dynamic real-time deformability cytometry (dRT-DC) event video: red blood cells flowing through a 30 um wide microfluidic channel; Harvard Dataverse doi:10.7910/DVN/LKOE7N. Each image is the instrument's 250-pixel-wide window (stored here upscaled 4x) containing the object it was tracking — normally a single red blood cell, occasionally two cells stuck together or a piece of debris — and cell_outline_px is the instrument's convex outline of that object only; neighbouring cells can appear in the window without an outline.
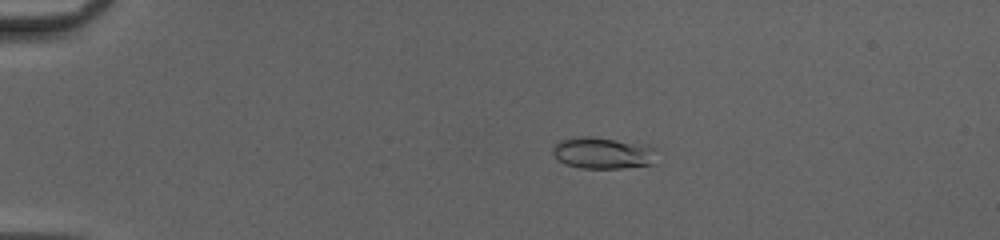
{"species": "common noctule bat (a hibernating species)", "species_latin": "Nyctalus noctula", "temperature_condition": "cold", "stored_images_in_passage": 46, "camera_frame_rate_fps": 3000, "um_per_image_px": 0.085, "animal": {"sex": "female", "body_mass_g": 20.0, "forearm_length_mm": 54.0}, "frame": {"image": 1, "passage_image": 7, "time_ms": 2.0, "image_size_px": [1000, 240], "cell_outline_px": [[656, 164], [620, 168], [580, 168], [564, 164], [552, 152], [552, 148], [556, 140], [580, 136], [588, 136], [648, 144], [656, 148]], "centroid_in_image_um": [51.27, 12.99], "position_along_channel_um": 33.7, "area_um2": 19.54}}
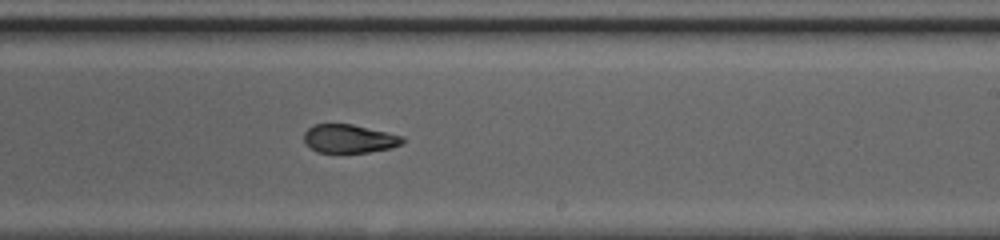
{"frame": {"image": 2, "passage_image": 28, "time_ms": 9.0, "image_size_px": [1000, 240], "cell_outline_px": [[408, 140], [392, 148], [368, 152], [316, 152], [304, 144], [304, 132], [312, 124], [352, 124], [404, 136]], "centroid_in_image_um": [29.68, 11.79], "position_along_channel_um": 259.3, "area_um2": 16.53}}
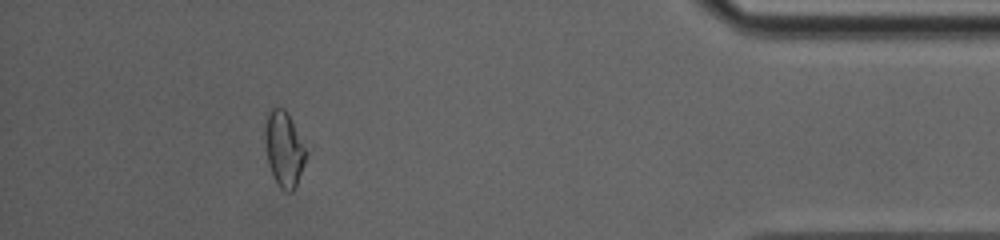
{"frame": {"image": 3, "passage_image": 42, "time_ms": 13.667, "image_size_px": [1000, 240], "cell_outline_px": [[308, 156], [296, 184], [292, 192], [284, 192], [280, 188], [272, 176], [268, 164], [264, 144], [264, 116], [272, 108], [284, 108], [288, 112], [308, 152]], "centroid_in_image_um": [24.12, 12.65], "position_along_channel_um": 411.1, "area_um2": 18.55}, "authors_computed_cell_mechanics": {"area_um2": 17.6579, "velocity_mm_per_s": 4.2083, "shape_relaxation_time_tau1_ms": null, "shape_relaxation_time_tau2_ms": 1.0028, "deformation_change_tau1": null, "deformation_change_tau2": 0.0718}}